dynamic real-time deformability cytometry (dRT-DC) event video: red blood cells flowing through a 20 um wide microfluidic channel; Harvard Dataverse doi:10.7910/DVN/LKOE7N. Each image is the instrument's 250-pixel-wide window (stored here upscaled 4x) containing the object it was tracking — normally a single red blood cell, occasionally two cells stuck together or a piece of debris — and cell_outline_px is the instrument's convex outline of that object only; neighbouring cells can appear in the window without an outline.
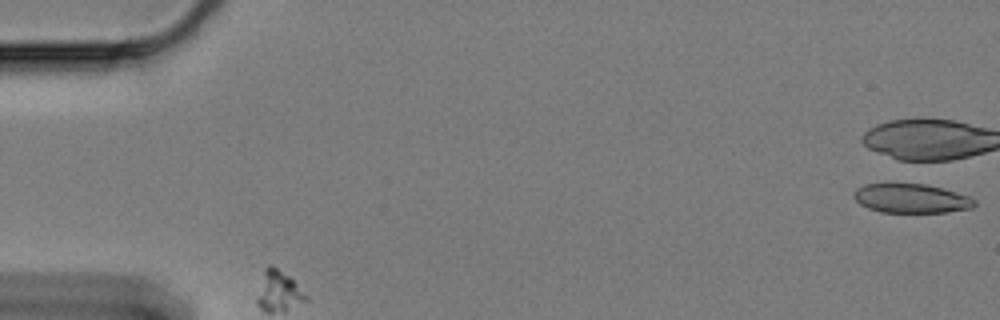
{"species": "Egyptian fruit bat (a non-hibernating species)", "species_latin": "Rousettus aegyptiacus", "temperature_condition": "cold", "stored_images_in_passage": 37, "segment_of_instrument_passage": [1, 2], "camera_frame_rate_fps": 3000, "um_per_image_px": 0.085, "animal": {"sex": "female"}, "frame": {"image": 1, "passage_image": 1, "time_ms": 0.0, "image_size_px": [1000, 320], "cell_outline_px": [[976, 204], [972, 208], [948, 212], [880, 212], [868, 208], [860, 204], [852, 196], [852, 192], [856, 188], [864, 184], [888, 180], [924, 184], [940, 188], [968, 196], [976, 200]], "centroid_in_image_um": [77.35, 16.82], "position_along_channel_um": 7.7, "area_um2": 21.27}}